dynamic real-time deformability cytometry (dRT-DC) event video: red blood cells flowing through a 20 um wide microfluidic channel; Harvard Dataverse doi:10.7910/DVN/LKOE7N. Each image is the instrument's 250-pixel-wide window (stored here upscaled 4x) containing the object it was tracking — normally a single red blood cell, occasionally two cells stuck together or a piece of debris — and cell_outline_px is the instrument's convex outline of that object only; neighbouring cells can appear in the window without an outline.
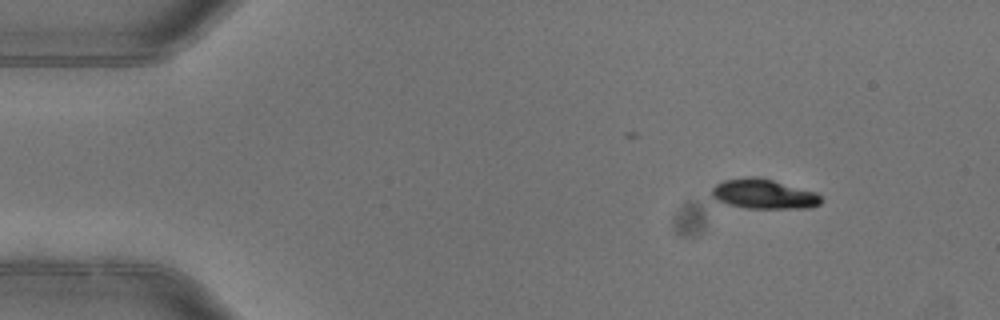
{"species": "common noctule bat (a hibernating species)", "species_latin": "Nyctalus noctula", "temperature_condition": "warm", "stored_images_in_passage": 4, "camera_frame_rate_fps": 3000, "um_per_image_px": 0.085, "animal": {"sex": "female"}, "frame": {"image": 1, "passage_image": 1, "time_ms": 0.0, "image_size_px": [1000, 320], "cell_outline_px": [[824, 200], [820, 204], [812, 208], [744, 208], [728, 204], [716, 200], [712, 196], [712, 188], [716, 184], [724, 180], [744, 176], [756, 176], [772, 180], [816, 192]], "centroid_in_image_um": [64.92, 16.49], "position_along_channel_um": 20.1, "area_um2": 19.07}}
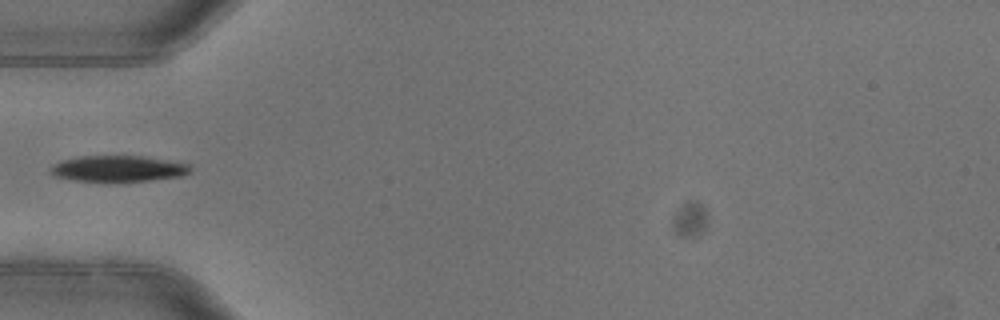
{"frame": {"image": 2, "passage_image": 4, "time_ms": 1.0, "image_size_px": [1000, 320], "cell_outline_px": [[192, 172], [180, 176], [148, 180], [76, 180], [56, 176], [48, 172], [52, 164], [60, 160], [80, 156], [144, 156], [168, 160], [188, 164], [192, 168]], "centroid_in_image_um": [10.04, 14.3], "position_along_channel_um": 75.0, "area_um2": 20.87}}